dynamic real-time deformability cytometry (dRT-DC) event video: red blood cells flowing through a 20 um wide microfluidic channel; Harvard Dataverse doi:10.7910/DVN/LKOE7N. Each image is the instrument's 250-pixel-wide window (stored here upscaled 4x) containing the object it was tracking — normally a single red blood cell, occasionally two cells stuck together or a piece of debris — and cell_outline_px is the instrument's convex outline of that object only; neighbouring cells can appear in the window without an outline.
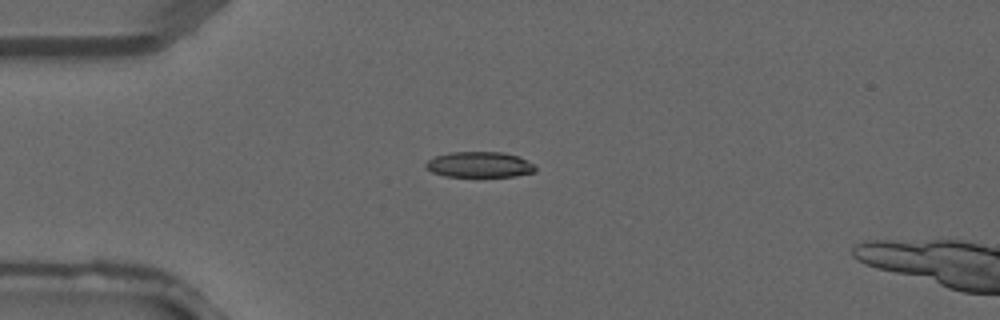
{"species": "common noctule bat (a hibernating species)", "species_latin": "Nyctalus noctula", "temperature_condition": "warm", "stored_images_in_passage": 4, "camera_frame_rate_fps": 3000, "um_per_image_px": 0.085, "animal": {"sex": "male", "forearm_length_mm": 52.5}, "frame": {"image": 1, "passage_image": 3, "time_ms": 0.667, "image_size_px": [1000, 320], "cell_outline_px": [[536, 172], [516, 176], [444, 176], [432, 172], [424, 168], [424, 164], [428, 160], [436, 156], [452, 152], [500, 152], [520, 156], [536, 164]], "centroid_in_image_um": [40.79, 13.99], "position_along_channel_um": 44.2, "area_um2": 16.53}}